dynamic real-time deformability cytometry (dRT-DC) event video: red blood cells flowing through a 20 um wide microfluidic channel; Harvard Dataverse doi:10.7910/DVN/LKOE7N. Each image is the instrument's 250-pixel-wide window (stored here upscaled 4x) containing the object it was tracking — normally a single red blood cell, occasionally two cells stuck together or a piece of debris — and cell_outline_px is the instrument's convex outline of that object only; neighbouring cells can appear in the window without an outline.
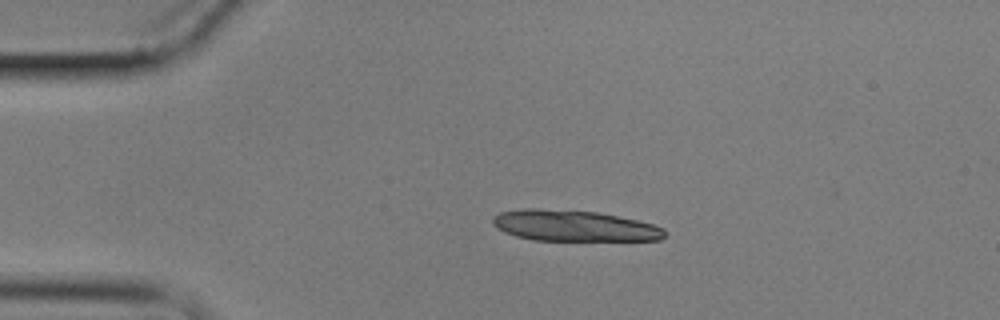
{"species": "common noctule bat (a hibernating species)", "species_latin": "Nyctalus noctula", "temperature_condition": "cold", "stored_images_in_passage": 34, "camera_frame_rate_fps": 3000, "um_per_image_px": 0.085, "animal": {"sex": "male", "body_mass_g": 17.9}, "frame": {"image": 1, "passage_image": 1, "time_ms": 0.0, "image_size_px": [1000, 320], "cell_outline_px": [[668, 232], [660, 240], [532, 240], [516, 236], [504, 232], [496, 228], [492, 224], [492, 220], [500, 212], [524, 208], [536, 208], [596, 212], [636, 220], [652, 224], [664, 228]], "centroid_in_image_um": [48.77, 19.19], "position_along_channel_um": 36.2, "area_um2": 30.92}}
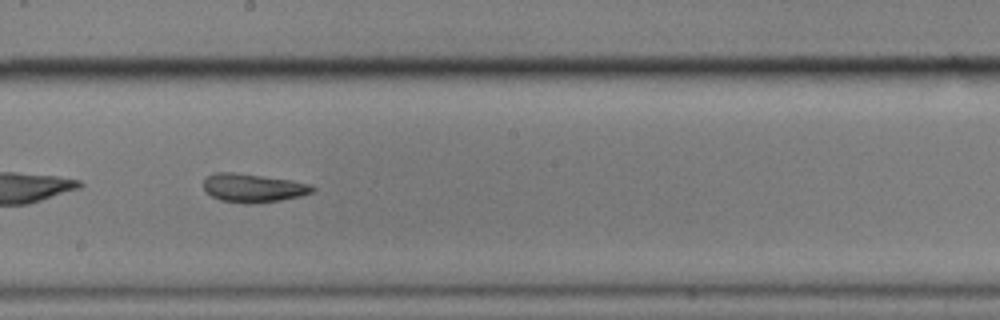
{"frame": {"image": 2, "passage_image": 23, "time_ms": 7.333, "image_size_px": [1000, 320], "cell_outline_px": [[316, 188], [312, 192], [300, 196], [280, 200], [252, 204], [244, 204], [220, 200], [212, 196], [204, 188], [204, 180], [208, 176], [216, 172], [232, 172], [292, 180], [312, 184]], "centroid_in_image_um": [21.54, 15.98], "position_along_channel_um": 226.7, "area_um2": 18.09}}
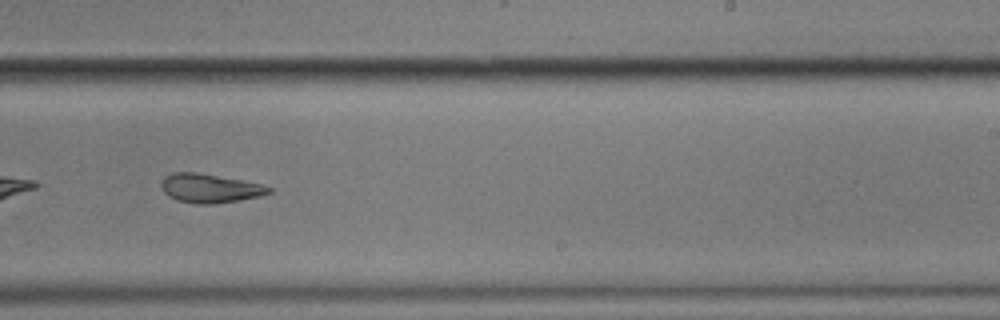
{"frame": {"image": 3, "passage_image": 27, "time_ms": 8.667, "image_size_px": [1000, 320], "cell_outline_px": [[272, 192], [260, 196], [240, 200], [216, 204], [200, 204], [176, 200], [168, 196], [164, 192], [160, 184], [160, 180], [164, 176], [172, 172], [196, 172], [240, 180], [260, 184], [272, 188]], "centroid_in_image_um": [17.79, 16.01], "position_along_channel_um": 271.2, "area_um2": 18.15}}